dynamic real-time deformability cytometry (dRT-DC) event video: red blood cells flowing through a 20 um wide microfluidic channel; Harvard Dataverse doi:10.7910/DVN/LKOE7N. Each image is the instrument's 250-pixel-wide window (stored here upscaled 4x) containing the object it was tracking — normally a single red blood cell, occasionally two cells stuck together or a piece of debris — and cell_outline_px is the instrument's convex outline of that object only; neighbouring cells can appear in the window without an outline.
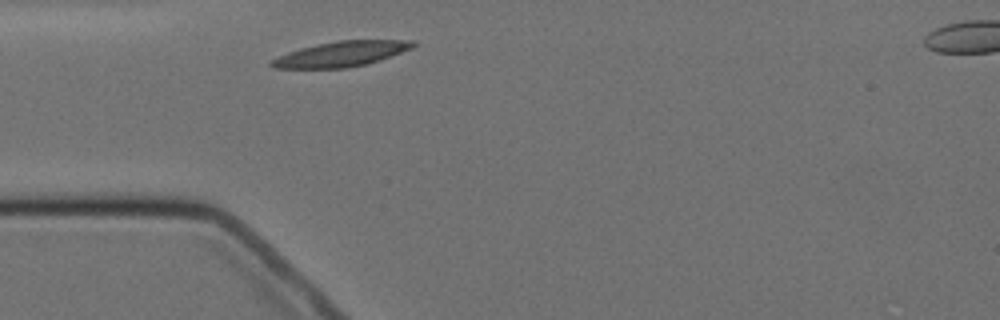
{"species": "Egyptian fruit bat (a non-hibernating species)", "species_latin": "Rousettus aegyptiacus", "temperature_condition": "cold", "stored_images_in_passage": 1, "camera_frame_rate_fps": 3000, "um_per_image_px": 0.085, "animal": {"sex": "female"}, "frame": {"image": 1, "passage_image": 1, "time_ms": 0.0, "image_size_px": [1000, 320], "cell_outline_px": [[416, 44], [412, 48], [380, 60], [348, 68], [276, 68], [268, 64], [268, 60], [288, 52], [300, 48], [316, 44], [336, 40], [416, 40]], "centroid_in_image_um": [28.97, 4.58], "position_along_channel_um": 56.0, "area_um2": 20.87}}